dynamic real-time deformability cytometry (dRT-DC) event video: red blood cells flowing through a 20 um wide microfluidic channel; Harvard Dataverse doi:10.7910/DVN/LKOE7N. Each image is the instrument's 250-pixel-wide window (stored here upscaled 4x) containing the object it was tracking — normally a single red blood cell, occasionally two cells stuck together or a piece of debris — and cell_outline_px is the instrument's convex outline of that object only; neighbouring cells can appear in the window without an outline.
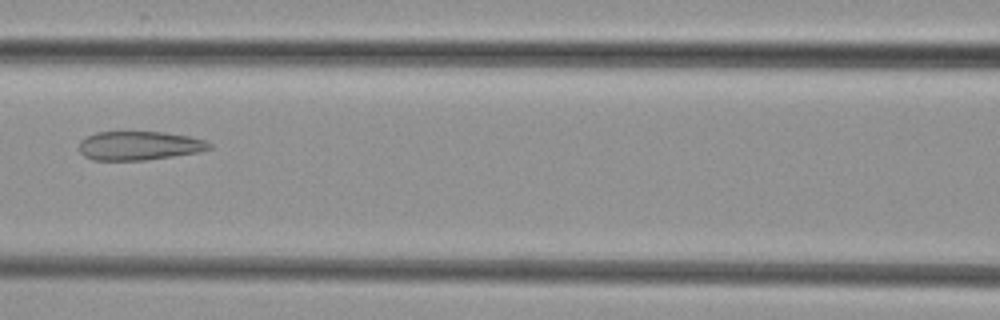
{"species": "common noctule bat (a hibernating species)", "species_latin": "Nyctalus noctula", "temperature_condition": "cold", "stored_images_in_passage": 5, "camera_frame_rate_fps": 3000, "um_per_image_px": 0.085, "animal": {"sex": "female", "body_mass_g": 29.2, "forearm_length_mm": 56.3}, "frame": {"image": 1, "passage_image": 4, "time_ms": 3.667, "image_size_px": [1000, 320], "cell_outline_px": [[212, 148], [200, 152], [144, 160], [92, 160], [84, 156], [80, 152], [80, 140], [96, 132], [164, 132], [188, 136], [204, 140], [212, 144]], "centroid_in_image_um": [11.84, 12.38], "position_along_channel_um": 154.8, "area_um2": 21.85}}
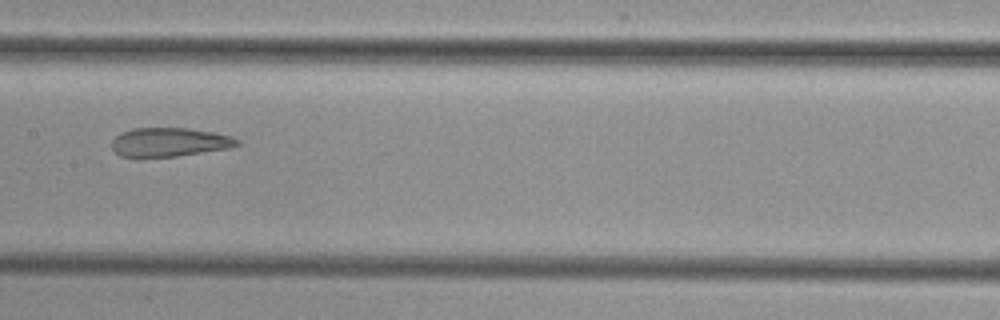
{"frame": {"image": 2, "passage_image": 5, "time_ms": 4.667, "image_size_px": [1000, 320], "cell_outline_px": [[240, 144], [228, 148], [176, 156], [140, 160], [136, 160], [120, 156], [112, 148], [112, 140], [120, 132], [132, 128], [188, 128], [212, 132], [232, 136], [240, 140]], "centroid_in_image_um": [14.32, 12.12], "position_along_channel_um": 193.1, "area_um2": 21.73}}